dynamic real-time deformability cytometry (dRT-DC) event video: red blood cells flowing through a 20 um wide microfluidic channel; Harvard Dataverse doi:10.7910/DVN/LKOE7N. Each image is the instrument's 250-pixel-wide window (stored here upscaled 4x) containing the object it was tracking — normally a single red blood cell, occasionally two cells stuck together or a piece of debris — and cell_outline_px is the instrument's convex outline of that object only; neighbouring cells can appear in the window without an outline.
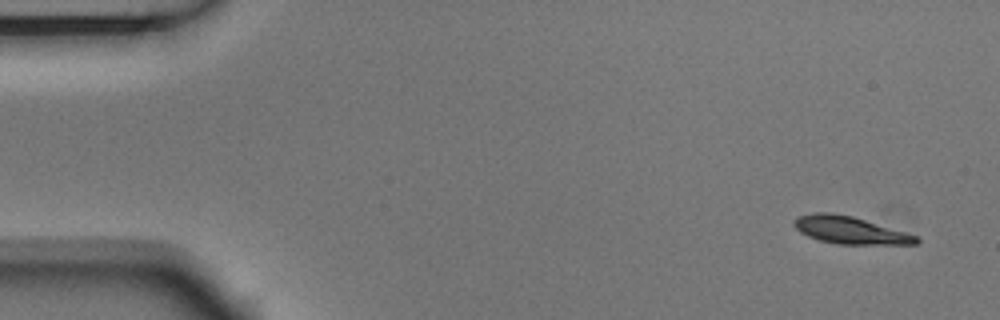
{"species": "Egyptian fruit bat (a non-hibernating species)", "species_latin": "Rousettus aegyptiacus", "temperature_condition": "room temperature", "stored_images_in_passage": 5, "camera_frame_rate_fps": 3000, "um_per_image_px": 0.085, "animal": {"sex": "male"}, "frame": {"image": 1, "passage_image": 1, "time_ms": 0.0, "image_size_px": [1000, 320], "cell_outline_px": [[920, 244], [836, 244], [820, 240], [808, 236], [800, 232], [792, 224], [792, 220], [796, 216], [812, 212], [832, 212], [852, 216], [904, 232], [916, 236], [920, 240]], "centroid_in_image_um": [72.18, 19.55], "position_along_channel_um": 12.8, "area_um2": 19.48}}
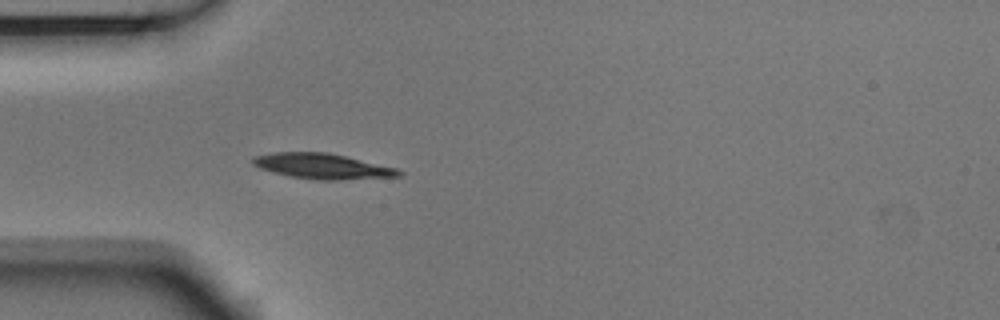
{"frame": {"image": 2, "passage_image": 5, "time_ms": 1.333, "image_size_px": [1000, 320], "cell_outline_px": [[404, 176], [340, 180], [316, 180], [292, 176], [260, 168], [252, 164], [252, 156], [272, 152], [328, 152], [396, 168], [404, 172]], "centroid_in_image_um": [27.43, 14.12], "position_along_channel_um": 57.6, "area_um2": 21.56}}